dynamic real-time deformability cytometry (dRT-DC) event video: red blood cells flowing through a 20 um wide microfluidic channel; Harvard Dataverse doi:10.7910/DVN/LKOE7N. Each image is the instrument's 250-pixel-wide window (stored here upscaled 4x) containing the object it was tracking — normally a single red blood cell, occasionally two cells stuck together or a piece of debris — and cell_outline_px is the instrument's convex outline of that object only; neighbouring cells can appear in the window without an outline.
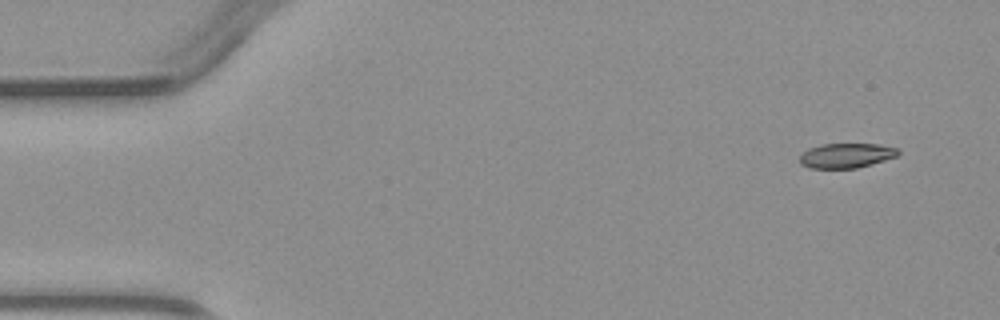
{"species": "common noctule bat (a hibernating species)", "species_latin": "Nyctalus noctula", "temperature_condition": "warm", "stored_images_in_passage": 4, "camera_frame_rate_fps": 3000, "um_per_image_px": 0.085, "animal": {"sex": "male", "body_mass_g": 23.1, "forearm_length_mm": 52.7}, "frame": {"image": 1, "passage_image": 1, "time_ms": 0.0, "image_size_px": [1000, 320], "cell_outline_px": [[900, 152], [896, 156], [872, 164], [856, 168], [808, 168], [800, 164], [800, 156], [808, 148], [820, 144], [880, 144], [900, 148]], "centroid_in_image_um": [71.94, 13.21], "position_along_channel_um": 13.1, "area_um2": 14.28}}
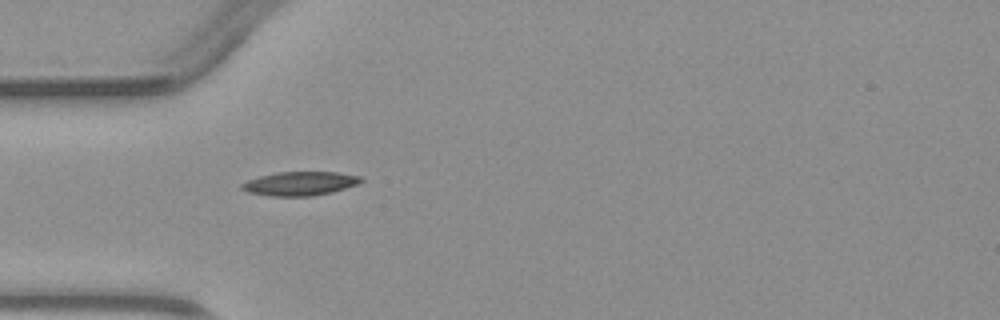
{"frame": {"image": 2, "passage_image": 4, "time_ms": 3.667, "image_size_px": [1000, 320], "cell_outline_px": [[364, 180], [360, 184], [332, 192], [312, 196], [268, 196], [248, 192], [240, 188], [240, 184], [248, 180], [260, 176], [276, 172], [336, 172], [364, 176]], "centroid_in_image_um": [25.54, 15.6], "position_along_channel_um": 59.5, "area_um2": 16.82}}